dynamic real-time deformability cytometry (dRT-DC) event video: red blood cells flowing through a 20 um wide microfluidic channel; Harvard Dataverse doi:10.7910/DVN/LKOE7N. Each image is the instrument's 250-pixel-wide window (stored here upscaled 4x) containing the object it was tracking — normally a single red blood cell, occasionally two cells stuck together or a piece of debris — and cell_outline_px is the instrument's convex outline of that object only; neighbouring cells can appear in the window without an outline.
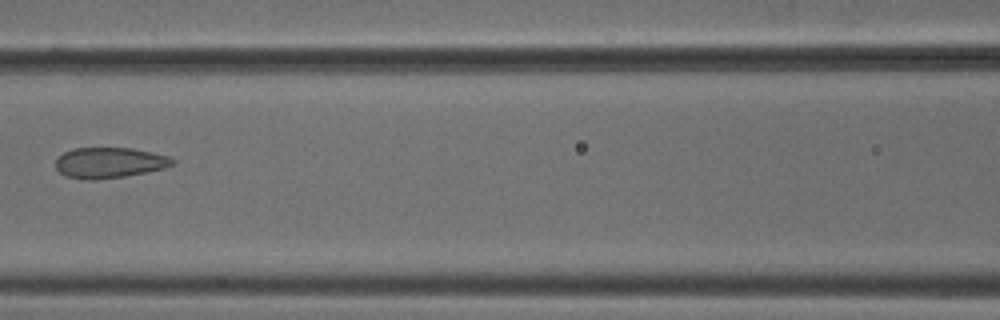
{"species": "common noctule bat (a hibernating species)", "species_latin": "Nyctalus noctula", "temperature_condition": "cold", "stored_images_in_passage": 6, "camera_frame_rate_fps": 3000, "um_per_image_px": 0.085, "animal": {"sex": "male", "body_mass_g": 18.8}, "frame": {"image": 1, "passage_image": 6, "time_ms": 1.667, "image_size_px": [1000, 320], "cell_outline_px": [[176, 164], [164, 168], [124, 176], [92, 180], [88, 180], [64, 176], [56, 168], [56, 156], [72, 148], [132, 148], [152, 152], [168, 156], [176, 160]], "centroid_in_image_um": [9.28, 13.82], "position_along_channel_um": 157.3, "area_um2": 20.92}}